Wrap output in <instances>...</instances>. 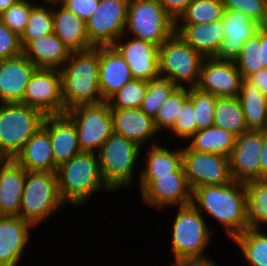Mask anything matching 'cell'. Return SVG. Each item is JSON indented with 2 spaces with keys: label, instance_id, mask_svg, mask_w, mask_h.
Segmentation results:
<instances>
[{
  "label": "cell",
  "instance_id": "36",
  "mask_svg": "<svg viewBox=\"0 0 267 266\" xmlns=\"http://www.w3.org/2000/svg\"><path fill=\"white\" fill-rule=\"evenodd\" d=\"M53 33L52 8L35 5L29 15L28 23L20 36L22 49L31 41Z\"/></svg>",
  "mask_w": 267,
  "mask_h": 266
},
{
  "label": "cell",
  "instance_id": "18",
  "mask_svg": "<svg viewBox=\"0 0 267 266\" xmlns=\"http://www.w3.org/2000/svg\"><path fill=\"white\" fill-rule=\"evenodd\" d=\"M112 46L128 63L133 78L151 81L160 77L159 46L135 38L126 44L116 41Z\"/></svg>",
  "mask_w": 267,
  "mask_h": 266
},
{
  "label": "cell",
  "instance_id": "39",
  "mask_svg": "<svg viewBox=\"0 0 267 266\" xmlns=\"http://www.w3.org/2000/svg\"><path fill=\"white\" fill-rule=\"evenodd\" d=\"M234 61L243 79L263 68L262 47L256 34L245 41Z\"/></svg>",
  "mask_w": 267,
  "mask_h": 266
},
{
  "label": "cell",
  "instance_id": "16",
  "mask_svg": "<svg viewBox=\"0 0 267 266\" xmlns=\"http://www.w3.org/2000/svg\"><path fill=\"white\" fill-rule=\"evenodd\" d=\"M262 131H248L237 136L229 156L232 180L246 183L260 180Z\"/></svg>",
  "mask_w": 267,
  "mask_h": 266
},
{
  "label": "cell",
  "instance_id": "37",
  "mask_svg": "<svg viewBox=\"0 0 267 266\" xmlns=\"http://www.w3.org/2000/svg\"><path fill=\"white\" fill-rule=\"evenodd\" d=\"M148 81L143 79H131L107 102L111 109H135L140 108L147 91Z\"/></svg>",
  "mask_w": 267,
  "mask_h": 266
},
{
  "label": "cell",
  "instance_id": "8",
  "mask_svg": "<svg viewBox=\"0 0 267 266\" xmlns=\"http://www.w3.org/2000/svg\"><path fill=\"white\" fill-rule=\"evenodd\" d=\"M126 27L135 39L160 47L175 33V20L158 0H129Z\"/></svg>",
  "mask_w": 267,
  "mask_h": 266
},
{
  "label": "cell",
  "instance_id": "26",
  "mask_svg": "<svg viewBox=\"0 0 267 266\" xmlns=\"http://www.w3.org/2000/svg\"><path fill=\"white\" fill-rule=\"evenodd\" d=\"M175 33L205 57H214L225 38L222 20L182 26L175 22Z\"/></svg>",
  "mask_w": 267,
  "mask_h": 266
},
{
  "label": "cell",
  "instance_id": "30",
  "mask_svg": "<svg viewBox=\"0 0 267 266\" xmlns=\"http://www.w3.org/2000/svg\"><path fill=\"white\" fill-rule=\"evenodd\" d=\"M192 142L187 146L190 150L201 153L220 154L229 157L235 145L234 134L216 126L198 130L190 138Z\"/></svg>",
  "mask_w": 267,
  "mask_h": 266
},
{
  "label": "cell",
  "instance_id": "45",
  "mask_svg": "<svg viewBox=\"0 0 267 266\" xmlns=\"http://www.w3.org/2000/svg\"><path fill=\"white\" fill-rule=\"evenodd\" d=\"M22 53L20 36L0 20V60L18 57Z\"/></svg>",
  "mask_w": 267,
  "mask_h": 266
},
{
  "label": "cell",
  "instance_id": "34",
  "mask_svg": "<svg viewBox=\"0 0 267 266\" xmlns=\"http://www.w3.org/2000/svg\"><path fill=\"white\" fill-rule=\"evenodd\" d=\"M233 240L240 246L245 259L253 266H267V235L259 229L247 228Z\"/></svg>",
  "mask_w": 267,
  "mask_h": 266
},
{
  "label": "cell",
  "instance_id": "15",
  "mask_svg": "<svg viewBox=\"0 0 267 266\" xmlns=\"http://www.w3.org/2000/svg\"><path fill=\"white\" fill-rule=\"evenodd\" d=\"M206 59L208 61L203 60L201 65L200 81L197 88L217 98L238 97L242 88L243 77L235 61L219 60L214 57H206Z\"/></svg>",
  "mask_w": 267,
  "mask_h": 266
},
{
  "label": "cell",
  "instance_id": "41",
  "mask_svg": "<svg viewBox=\"0 0 267 266\" xmlns=\"http://www.w3.org/2000/svg\"><path fill=\"white\" fill-rule=\"evenodd\" d=\"M186 89L185 86L177 87L160 107L154 118L155 127L158 131H161V128L170 129L173 126L179 109L189 97V89Z\"/></svg>",
  "mask_w": 267,
  "mask_h": 266
},
{
  "label": "cell",
  "instance_id": "38",
  "mask_svg": "<svg viewBox=\"0 0 267 266\" xmlns=\"http://www.w3.org/2000/svg\"><path fill=\"white\" fill-rule=\"evenodd\" d=\"M177 87L171 80L161 77L148 81L147 91L140 109L154 119L164 101Z\"/></svg>",
  "mask_w": 267,
  "mask_h": 266
},
{
  "label": "cell",
  "instance_id": "21",
  "mask_svg": "<svg viewBox=\"0 0 267 266\" xmlns=\"http://www.w3.org/2000/svg\"><path fill=\"white\" fill-rule=\"evenodd\" d=\"M133 79L128 63L113 46H99V86L102 100L107 102Z\"/></svg>",
  "mask_w": 267,
  "mask_h": 266
},
{
  "label": "cell",
  "instance_id": "40",
  "mask_svg": "<svg viewBox=\"0 0 267 266\" xmlns=\"http://www.w3.org/2000/svg\"><path fill=\"white\" fill-rule=\"evenodd\" d=\"M189 98L193 101L197 131L213 126L217 97L197 87H191L189 88Z\"/></svg>",
  "mask_w": 267,
  "mask_h": 266
},
{
  "label": "cell",
  "instance_id": "20",
  "mask_svg": "<svg viewBox=\"0 0 267 266\" xmlns=\"http://www.w3.org/2000/svg\"><path fill=\"white\" fill-rule=\"evenodd\" d=\"M42 126L49 132L57 167L81 152L75 123L66 113L45 116Z\"/></svg>",
  "mask_w": 267,
  "mask_h": 266
},
{
  "label": "cell",
  "instance_id": "43",
  "mask_svg": "<svg viewBox=\"0 0 267 266\" xmlns=\"http://www.w3.org/2000/svg\"><path fill=\"white\" fill-rule=\"evenodd\" d=\"M169 130L181 138H190L197 132L193 101L189 97L183 102L175 122Z\"/></svg>",
  "mask_w": 267,
  "mask_h": 266
},
{
  "label": "cell",
  "instance_id": "24",
  "mask_svg": "<svg viewBox=\"0 0 267 266\" xmlns=\"http://www.w3.org/2000/svg\"><path fill=\"white\" fill-rule=\"evenodd\" d=\"M27 171L56 172L49 132L41 128L33 134L13 158Z\"/></svg>",
  "mask_w": 267,
  "mask_h": 266
},
{
  "label": "cell",
  "instance_id": "22",
  "mask_svg": "<svg viewBox=\"0 0 267 266\" xmlns=\"http://www.w3.org/2000/svg\"><path fill=\"white\" fill-rule=\"evenodd\" d=\"M26 173L13 158L0 159V216L20 217Z\"/></svg>",
  "mask_w": 267,
  "mask_h": 266
},
{
  "label": "cell",
  "instance_id": "48",
  "mask_svg": "<svg viewBox=\"0 0 267 266\" xmlns=\"http://www.w3.org/2000/svg\"><path fill=\"white\" fill-rule=\"evenodd\" d=\"M246 79L256 85L263 95L267 97V69L262 68L261 70L249 75Z\"/></svg>",
  "mask_w": 267,
  "mask_h": 266
},
{
  "label": "cell",
  "instance_id": "12",
  "mask_svg": "<svg viewBox=\"0 0 267 266\" xmlns=\"http://www.w3.org/2000/svg\"><path fill=\"white\" fill-rule=\"evenodd\" d=\"M182 166L192 190L205 185H224L233 181L227 156L182 148Z\"/></svg>",
  "mask_w": 267,
  "mask_h": 266
},
{
  "label": "cell",
  "instance_id": "10",
  "mask_svg": "<svg viewBox=\"0 0 267 266\" xmlns=\"http://www.w3.org/2000/svg\"><path fill=\"white\" fill-rule=\"evenodd\" d=\"M65 113L75 123L80 151L94 153L113 133V118L108 102L78 105Z\"/></svg>",
  "mask_w": 267,
  "mask_h": 266
},
{
  "label": "cell",
  "instance_id": "7",
  "mask_svg": "<svg viewBox=\"0 0 267 266\" xmlns=\"http://www.w3.org/2000/svg\"><path fill=\"white\" fill-rule=\"evenodd\" d=\"M63 203L56 172L27 171L21 197L20 218L35 225Z\"/></svg>",
  "mask_w": 267,
  "mask_h": 266
},
{
  "label": "cell",
  "instance_id": "29",
  "mask_svg": "<svg viewBox=\"0 0 267 266\" xmlns=\"http://www.w3.org/2000/svg\"><path fill=\"white\" fill-rule=\"evenodd\" d=\"M238 99L248 131L267 130V97L260 89L247 79H243Z\"/></svg>",
  "mask_w": 267,
  "mask_h": 266
},
{
  "label": "cell",
  "instance_id": "19",
  "mask_svg": "<svg viewBox=\"0 0 267 266\" xmlns=\"http://www.w3.org/2000/svg\"><path fill=\"white\" fill-rule=\"evenodd\" d=\"M222 25L225 38L214 58L232 61L239 56L245 41L253 37L261 26L240 11L229 10H224Z\"/></svg>",
  "mask_w": 267,
  "mask_h": 266
},
{
  "label": "cell",
  "instance_id": "31",
  "mask_svg": "<svg viewBox=\"0 0 267 266\" xmlns=\"http://www.w3.org/2000/svg\"><path fill=\"white\" fill-rule=\"evenodd\" d=\"M214 126L228 131L235 136L248 132L245 116L238 97L216 99Z\"/></svg>",
  "mask_w": 267,
  "mask_h": 266
},
{
  "label": "cell",
  "instance_id": "6",
  "mask_svg": "<svg viewBox=\"0 0 267 266\" xmlns=\"http://www.w3.org/2000/svg\"><path fill=\"white\" fill-rule=\"evenodd\" d=\"M178 209L172 232L175 261H208L202 254L210 241V233L202 214L192 204Z\"/></svg>",
  "mask_w": 267,
  "mask_h": 266
},
{
  "label": "cell",
  "instance_id": "23",
  "mask_svg": "<svg viewBox=\"0 0 267 266\" xmlns=\"http://www.w3.org/2000/svg\"><path fill=\"white\" fill-rule=\"evenodd\" d=\"M30 225L18 216H0V266H16L19 262Z\"/></svg>",
  "mask_w": 267,
  "mask_h": 266
},
{
  "label": "cell",
  "instance_id": "54",
  "mask_svg": "<svg viewBox=\"0 0 267 266\" xmlns=\"http://www.w3.org/2000/svg\"><path fill=\"white\" fill-rule=\"evenodd\" d=\"M262 26L267 29V12H266V19H265L264 23L262 24Z\"/></svg>",
  "mask_w": 267,
  "mask_h": 266
},
{
  "label": "cell",
  "instance_id": "49",
  "mask_svg": "<svg viewBox=\"0 0 267 266\" xmlns=\"http://www.w3.org/2000/svg\"><path fill=\"white\" fill-rule=\"evenodd\" d=\"M259 162L260 180H267V130L262 131V149Z\"/></svg>",
  "mask_w": 267,
  "mask_h": 266
},
{
  "label": "cell",
  "instance_id": "47",
  "mask_svg": "<svg viewBox=\"0 0 267 266\" xmlns=\"http://www.w3.org/2000/svg\"><path fill=\"white\" fill-rule=\"evenodd\" d=\"M166 12L175 20L178 21V17L184 12L186 7L193 0H158Z\"/></svg>",
  "mask_w": 267,
  "mask_h": 266
},
{
  "label": "cell",
  "instance_id": "3",
  "mask_svg": "<svg viewBox=\"0 0 267 266\" xmlns=\"http://www.w3.org/2000/svg\"><path fill=\"white\" fill-rule=\"evenodd\" d=\"M56 175L60 196L66 203L80 205L102 187L111 190L102 177L95 152H79L58 166Z\"/></svg>",
  "mask_w": 267,
  "mask_h": 266
},
{
  "label": "cell",
  "instance_id": "28",
  "mask_svg": "<svg viewBox=\"0 0 267 266\" xmlns=\"http://www.w3.org/2000/svg\"><path fill=\"white\" fill-rule=\"evenodd\" d=\"M52 9L53 32L71 52L86 51L94 46L86 33V23L64 6Z\"/></svg>",
  "mask_w": 267,
  "mask_h": 266
},
{
  "label": "cell",
  "instance_id": "11",
  "mask_svg": "<svg viewBox=\"0 0 267 266\" xmlns=\"http://www.w3.org/2000/svg\"><path fill=\"white\" fill-rule=\"evenodd\" d=\"M129 0H99L86 21V33L94 47L112 46L122 38L127 24Z\"/></svg>",
  "mask_w": 267,
  "mask_h": 266
},
{
  "label": "cell",
  "instance_id": "46",
  "mask_svg": "<svg viewBox=\"0 0 267 266\" xmlns=\"http://www.w3.org/2000/svg\"><path fill=\"white\" fill-rule=\"evenodd\" d=\"M61 5L86 23L98 7L99 0H62Z\"/></svg>",
  "mask_w": 267,
  "mask_h": 266
},
{
  "label": "cell",
  "instance_id": "50",
  "mask_svg": "<svg viewBox=\"0 0 267 266\" xmlns=\"http://www.w3.org/2000/svg\"><path fill=\"white\" fill-rule=\"evenodd\" d=\"M256 35L260 39V45L262 47V55H263V68L267 69V29L262 25L258 28Z\"/></svg>",
  "mask_w": 267,
  "mask_h": 266
},
{
  "label": "cell",
  "instance_id": "42",
  "mask_svg": "<svg viewBox=\"0 0 267 266\" xmlns=\"http://www.w3.org/2000/svg\"><path fill=\"white\" fill-rule=\"evenodd\" d=\"M33 5L27 0H18L0 14V20L19 36L24 32Z\"/></svg>",
  "mask_w": 267,
  "mask_h": 266
},
{
  "label": "cell",
  "instance_id": "4",
  "mask_svg": "<svg viewBox=\"0 0 267 266\" xmlns=\"http://www.w3.org/2000/svg\"><path fill=\"white\" fill-rule=\"evenodd\" d=\"M45 115L22 103L0 106V159L14 158L43 125Z\"/></svg>",
  "mask_w": 267,
  "mask_h": 266
},
{
  "label": "cell",
  "instance_id": "32",
  "mask_svg": "<svg viewBox=\"0 0 267 266\" xmlns=\"http://www.w3.org/2000/svg\"><path fill=\"white\" fill-rule=\"evenodd\" d=\"M147 161L141 176H165L174 172H184L182 149L174 152L154 143L149 149Z\"/></svg>",
  "mask_w": 267,
  "mask_h": 266
},
{
  "label": "cell",
  "instance_id": "44",
  "mask_svg": "<svg viewBox=\"0 0 267 266\" xmlns=\"http://www.w3.org/2000/svg\"><path fill=\"white\" fill-rule=\"evenodd\" d=\"M225 10L240 11L262 25L266 19L267 6L263 0H223Z\"/></svg>",
  "mask_w": 267,
  "mask_h": 266
},
{
  "label": "cell",
  "instance_id": "14",
  "mask_svg": "<svg viewBox=\"0 0 267 266\" xmlns=\"http://www.w3.org/2000/svg\"><path fill=\"white\" fill-rule=\"evenodd\" d=\"M141 194L146 203L155 207L191 204L192 189L184 172L165 176H141Z\"/></svg>",
  "mask_w": 267,
  "mask_h": 266
},
{
  "label": "cell",
  "instance_id": "2",
  "mask_svg": "<svg viewBox=\"0 0 267 266\" xmlns=\"http://www.w3.org/2000/svg\"><path fill=\"white\" fill-rule=\"evenodd\" d=\"M59 72L64 113L78 105L104 102L99 86V46L86 51L71 52Z\"/></svg>",
  "mask_w": 267,
  "mask_h": 266
},
{
  "label": "cell",
  "instance_id": "35",
  "mask_svg": "<svg viewBox=\"0 0 267 266\" xmlns=\"http://www.w3.org/2000/svg\"><path fill=\"white\" fill-rule=\"evenodd\" d=\"M223 0H193L178 17L182 24H205L222 20Z\"/></svg>",
  "mask_w": 267,
  "mask_h": 266
},
{
  "label": "cell",
  "instance_id": "5",
  "mask_svg": "<svg viewBox=\"0 0 267 266\" xmlns=\"http://www.w3.org/2000/svg\"><path fill=\"white\" fill-rule=\"evenodd\" d=\"M203 57L178 33H174L159 47V75L161 78L171 80L178 87H183V82L189 83L188 88L197 87L200 81L201 65L206 59Z\"/></svg>",
  "mask_w": 267,
  "mask_h": 266
},
{
  "label": "cell",
  "instance_id": "53",
  "mask_svg": "<svg viewBox=\"0 0 267 266\" xmlns=\"http://www.w3.org/2000/svg\"><path fill=\"white\" fill-rule=\"evenodd\" d=\"M46 2H48V3H50V5L52 4H59V5H61V3H62V0H45Z\"/></svg>",
  "mask_w": 267,
  "mask_h": 266
},
{
  "label": "cell",
  "instance_id": "27",
  "mask_svg": "<svg viewBox=\"0 0 267 266\" xmlns=\"http://www.w3.org/2000/svg\"><path fill=\"white\" fill-rule=\"evenodd\" d=\"M22 54L37 68L60 69L69 59L71 51L53 32L31 41Z\"/></svg>",
  "mask_w": 267,
  "mask_h": 266
},
{
  "label": "cell",
  "instance_id": "55",
  "mask_svg": "<svg viewBox=\"0 0 267 266\" xmlns=\"http://www.w3.org/2000/svg\"><path fill=\"white\" fill-rule=\"evenodd\" d=\"M263 2L265 3V5L267 6V0H263Z\"/></svg>",
  "mask_w": 267,
  "mask_h": 266
},
{
  "label": "cell",
  "instance_id": "33",
  "mask_svg": "<svg viewBox=\"0 0 267 266\" xmlns=\"http://www.w3.org/2000/svg\"><path fill=\"white\" fill-rule=\"evenodd\" d=\"M245 190L247 228L259 229L260 223H267V180L246 182Z\"/></svg>",
  "mask_w": 267,
  "mask_h": 266
},
{
  "label": "cell",
  "instance_id": "17",
  "mask_svg": "<svg viewBox=\"0 0 267 266\" xmlns=\"http://www.w3.org/2000/svg\"><path fill=\"white\" fill-rule=\"evenodd\" d=\"M36 66L23 54L0 60V105L21 103Z\"/></svg>",
  "mask_w": 267,
  "mask_h": 266
},
{
  "label": "cell",
  "instance_id": "25",
  "mask_svg": "<svg viewBox=\"0 0 267 266\" xmlns=\"http://www.w3.org/2000/svg\"><path fill=\"white\" fill-rule=\"evenodd\" d=\"M111 113L113 132L134 141L140 147L158 132L154 119L140 108L111 109Z\"/></svg>",
  "mask_w": 267,
  "mask_h": 266
},
{
  "label": "cell",
  "instance_id": "52",
  "mask_svg": "<svg viewBox=\"0 0 267 266\" xmlns=\"http://www.w3.org/2000/svg\"><path fill=\"white\" fill-rule=\"evenodd\" d=\"M18 0H0V14L15 4Z\"/></svg>",
  "mask_w": 267,
  "mask_h": 266
},
{
  "label": "cell",
  "instance_id": "9",
  "mask_svg": "<svg viewBox=\"0 0 267 266\" xmlns=\"http://www.w3.org/2000/svg\"><path fill=\"white\" fill-rule=\"evenodd\" d=\"M140 148L134 141L113 132L97 150L102 177L111 191L132 183Z\"/></svg>",
  "mask_w": 267,
  "mask_h": 266
},
{
  "label": "cell",
  "instance_id": "1",
  "mask_svg": "<svg viewBox=\"0 0 267 266\" xmlns=\"http://www.w3.org/2000/svg\"><path fill=\"white\" fill-rule=\"evenodd\" d=\"M191 204L224 224L232 239L247 229L245 183L233 180L224 185L198 187L192 190Z\"/></svg>",
  "mask_w": 267,
  "mask_h": 266
},
{
  "label": "cell",
  "instance_id": "13",
  "mask_svg": "<svg viewBox=\"0 0 267 266\" xmlns=\"http://www.w3.org/2000/svg\"><path fill=\"white\" fill-rule=\"evenodd\" d=\"M21 103L38 109L45 116L64 114L59 69L36 68L27 83Z\"/></svg>",
  "mask_w": 267,
  "mask_h": 266
},
{
  "label": "cell",
  "instance_id": "51",
  "mask_svg": "<svg viewBox=\"0 0 267 266\" xmlns=\"http://www.w3.org/2000/svg\"><path fill=\"white\" fill-rule=\"evenodd\" d=\"M211 260L208 261H191V262H176L175 266H216ZM174 266V265H173Z\"/></svg>",
  "mask_w": 267,
  "mask_h": 266
}]
</instances>
